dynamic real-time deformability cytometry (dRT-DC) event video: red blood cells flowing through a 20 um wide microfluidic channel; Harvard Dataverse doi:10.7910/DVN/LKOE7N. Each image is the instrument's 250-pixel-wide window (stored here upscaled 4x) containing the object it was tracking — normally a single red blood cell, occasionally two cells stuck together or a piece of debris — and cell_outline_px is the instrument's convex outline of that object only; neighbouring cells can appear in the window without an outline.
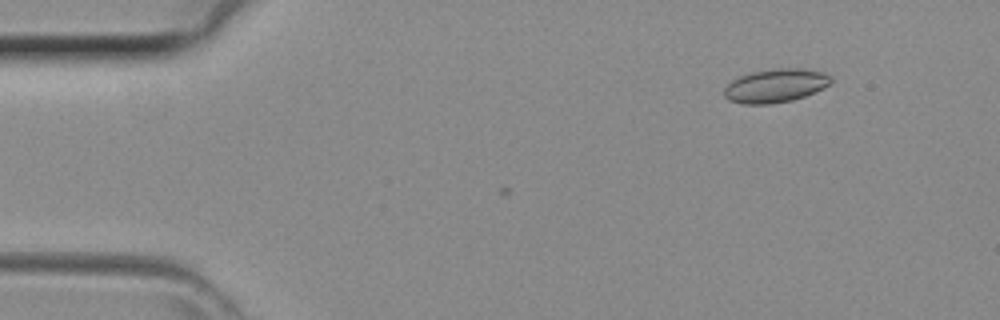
{"species": "common noctule bat (a hibernating species)", "species_latin": "Nyctalus noctula", "temperature_condition": "room temperature", "stored_images_in_passage": 9, "camera_frame_rate_fps": 3000, "um_per_image_px": 0.085, "animal": {"sex": "female", "body_mass_g": 29.2, "forearm_length_mm": 56.3}, "frame": {"image": 1, "passage_image": 9, "time_ms": 2.667, "image_size_px": [1000, 320], "cell_outline_px": [[832, 84], [824, 88], [804, 96], [792, 100], [772, 104], [744, 104], [728, 100], [724, 96], [724, 88], [732, 80], [740, 76], [752, 72], [776, 68], [804, 68], [824, 72], [832, 76]], "centroid_in_image_um": [65.95, 7.28], "position_along_channel_um": 19.0, "area_um2": 21.1}}